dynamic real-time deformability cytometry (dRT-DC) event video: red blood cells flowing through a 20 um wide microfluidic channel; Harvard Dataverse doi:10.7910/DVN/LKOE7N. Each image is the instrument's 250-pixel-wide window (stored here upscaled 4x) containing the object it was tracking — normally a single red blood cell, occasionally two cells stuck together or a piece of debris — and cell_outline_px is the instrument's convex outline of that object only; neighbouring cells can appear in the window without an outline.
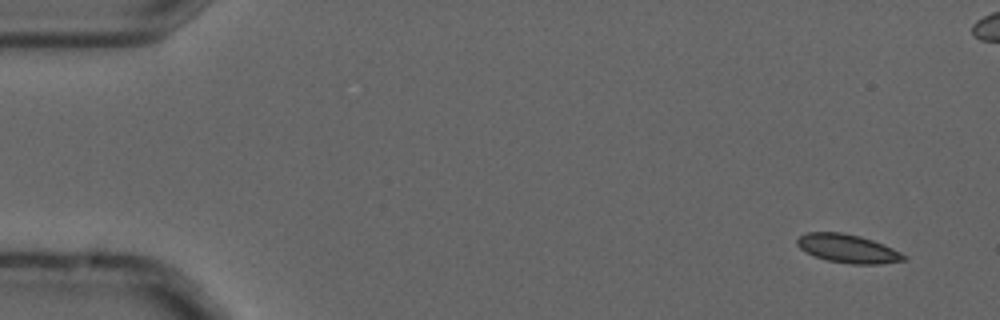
{"species": "common noctule bat (a hibernating species)", "species_latin": "Nyctalus noctula", "temperature_condition": "cold", "stored_images_in_passage": 5, "camera_frame_rate_fps": 3000, "um_per_image_px": 0.085, "animal": {"sex": "male", "forearm_length_mm": 52.5}, "frame": {"image": 1, "passage_image": 1, "time_ms": 0.0, "image_size_px": [1000, 320], "cell_outline_px": [[908, 260], [880, 264], [852, 264], [828, 260], [816, 256], [800, 248], [796, 244], [796, 240], [800, 236], [808, 232], [840, 232], [860, 236], [872, 240], [892, 248], [908, 256]], "centroid_in_image_um": [72.1, 21.13], "position_along_channel_um": 12.9, "area_um2": 17.57}}